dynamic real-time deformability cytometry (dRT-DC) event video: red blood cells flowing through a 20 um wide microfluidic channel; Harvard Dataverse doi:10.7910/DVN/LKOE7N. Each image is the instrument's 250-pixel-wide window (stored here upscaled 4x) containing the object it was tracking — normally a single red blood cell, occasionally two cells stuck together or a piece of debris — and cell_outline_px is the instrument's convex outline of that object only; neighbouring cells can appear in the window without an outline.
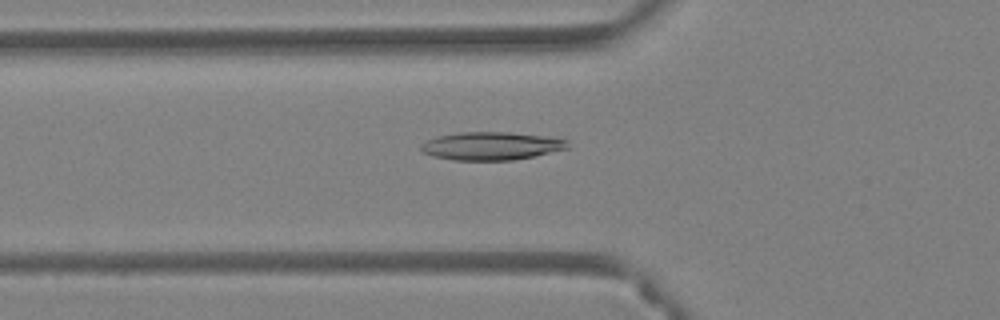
{"species": "Egyptian fruit bat (a non-hibernating species)", "species_latin": "Rousettus aegyptiacus", "temperature_condition": "warm", "stored_images_in_passage": 49, "camera_frame_rate_fps": 3000, "um_per_image_px": 0.085, "animal": {"sex": "female"}, "frame": {"image": 1, "passage_image": 18, "time_ms": 5.667, "image_size_px": [1000, 320], "cell_outline_px": [[572, 148], [536, 156], [512, 160], [456, 160], [432, 156], [424, 152], [420, 148], [420, 144], [428, 140], [440, 136], [460, 132], [508, 132], [540, 136], [568, 140]], "centroid_in_image_um": [41.81, 12.41], "position_along_channel_um": 84.0, "area_um2": 23.93}}
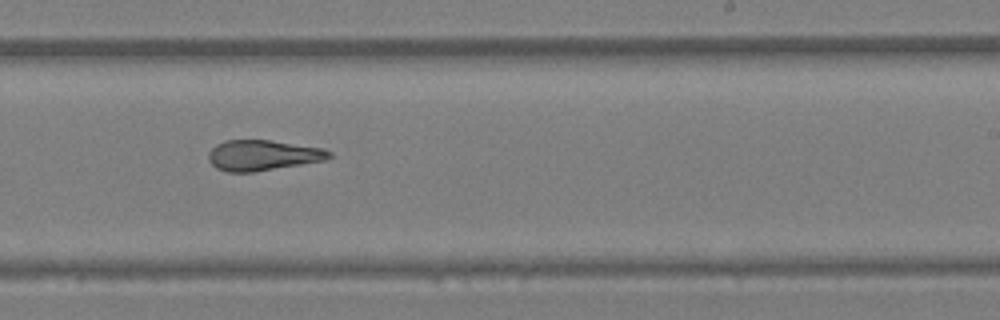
{"frame": {"image": 2, "passage_image": 31, "time_ms": 10.0, "image_size_px": [1000, 320], "cell_outline_px": [[332, 156], [328, 160], [252, 172], [228, 172], [216, 168], [208, 160], [208, 152], [216, 144], [224, 140], [272, 140], [324, 148], [332, 152]], "centroid_in_image_um": [22.35, 13.19], "position_along_channel_um": 266.6, "area_um2": 21.68}}
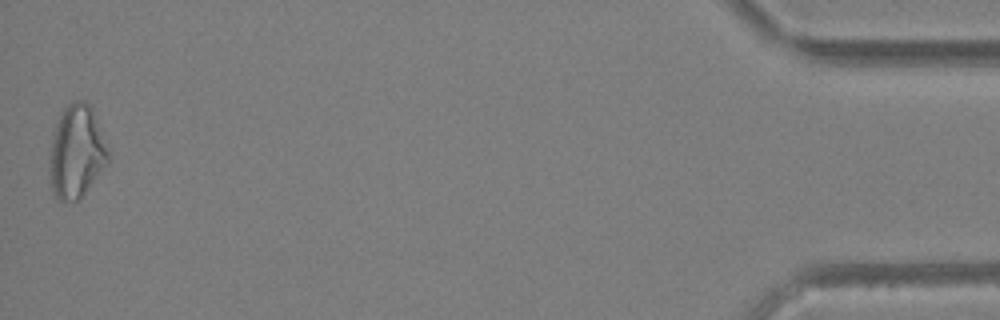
{"frame": {"image": 3, "passage_image": 49, "time_ms": 16.0, "image_size_px": [1000, 320], "cell_outline_px": [[108, 160], [80, 200], [60, 200], [52, 192], [48, 168], [48, 156], [52, 132], [64, 108], [68, 104], [76, 100], [84, 100], [92, 108], [108, 144]], "centroid_in_image_um": [6.47, 12.88], "position_along_channel_um": 428.7, "area_um2": 31.96}, "authors_computed_cell_mechanics": {"area_um2": 24.1026, "velocity_mm_per_s": 4.211, "shape_relaxation_time_tau1_ms": null, "shape_relaxation_time_tau2_ms": 2.9761, "deformation_change_tau1": null, "deformation_change_tau2": 0.1189}}